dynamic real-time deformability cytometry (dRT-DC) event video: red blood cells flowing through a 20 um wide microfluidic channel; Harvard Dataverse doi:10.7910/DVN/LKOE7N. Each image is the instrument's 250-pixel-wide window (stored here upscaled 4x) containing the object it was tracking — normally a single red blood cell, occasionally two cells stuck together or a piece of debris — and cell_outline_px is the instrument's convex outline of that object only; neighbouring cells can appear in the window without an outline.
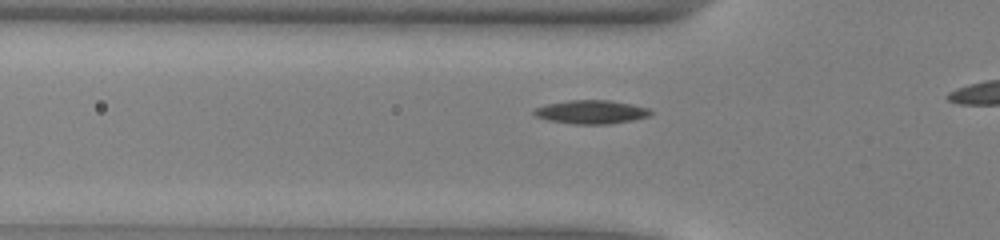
{"species": "common noctule bat (a hibernating species)", "species_latin": "Nyctalus noctula", "temperature_condition": "warm", "stored_images_in_passage": 19, "camera_frame_rate_fps": 3000, "um_per_image_px": 0.085, "animal": {"sex": "male", "body_mass_g": 13.0, "forearm_length_mm": 53.1}, "frame": {"image": 1, "passage_image": 4, "time_ms": 1.0, "image_size_px": [1000, 240], "cell_outline_px": [[652, 112], [648, 116], [632, 120], [608, 124], [572, 124], [548, 120], [536, 116], [532, 112], [532, 108], [548, 104], [568, 100], [608, 100], [648, 108]], "centroid_in_image_um": [50.19, 9.52], "position_along_channel_um": 75.6, "area_um2": 15.9}}
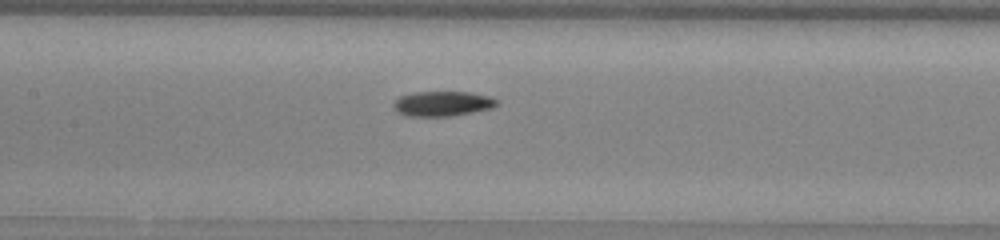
{"frame": {"image": 2, "passage_image": 11, "time_ms": 3.333, "image_size_px": [1000, 240], "cell_outline_px": [[500, 104], [492, 108], [452, 116], [408, 116], [396, 112], [392, 108], [392, 104], [400, 96], [412, 92], [468, 92], [492, 96]], "centroid_in_image_um": [37.6, 8.81], "position_along_channel_um": 169.8, "area_um2": 15.2}}
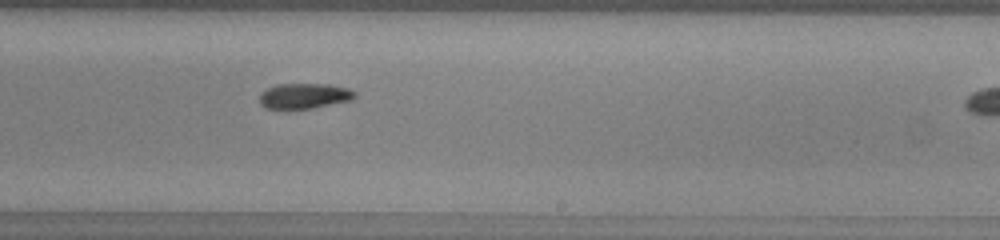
{"frame": {"image": 3, "passage_image": 18, "time_ms": 5.667, "image_size_px": [1000, 240], "cell_outline_px": [[356, 96], [352, 100], [312, 108], [264, 108], [260, 104], [260, 92], [276, 84], [328, 84], [348, 88], [356, 92]], "centroid_in_image_um": [25.87, 8.14], "position_along_channel_um": 263.1, "area_um2": 14.05}}